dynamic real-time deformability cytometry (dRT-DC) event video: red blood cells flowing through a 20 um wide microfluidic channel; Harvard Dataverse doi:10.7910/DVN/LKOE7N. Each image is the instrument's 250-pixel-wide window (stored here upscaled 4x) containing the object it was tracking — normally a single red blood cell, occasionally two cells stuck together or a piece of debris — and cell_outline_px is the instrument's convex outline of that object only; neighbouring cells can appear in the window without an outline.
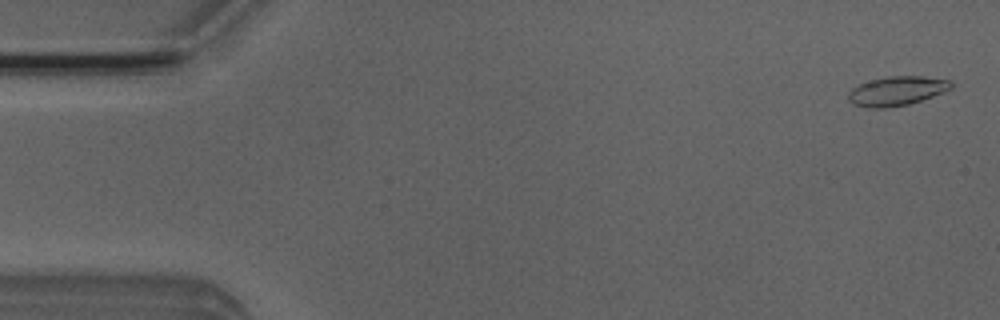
{"species": "Egyptian fruit bat (a non-hibernating species)", "species_latin": "Rousettus aegyptiacus", "temperature_condition": "room temperature", "stored_images_in_passage": 5, "camera_frame_rate_fps": 3000, "um_per_image_px": 0.085, "animal": {"sex": "male"}, "frame": {"image": 1, "passage_image": 1, "time_ms": 0.0, "image_size_px": [1000, 320], "cell_outline_px": [[952, 88], [944, 92], [908, 104], [884, 108], [868, 108], [852, 104], [848, 100], [848, 92], [852, 88], [860, 84], [872, 80], [888, 76], [924, 76], [948, 80], [952, 84]], "centroid_in_image_um": [76.2, 7.73], "position_along_channel_um": 8.8, "area_um2": 17.4}}
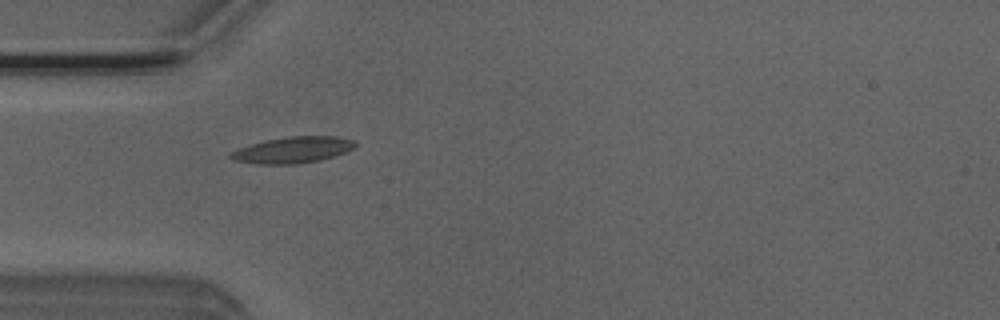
{"frame": {"image": 2, "passage_image": 5, "time_ms": 1.333, "image_size_px": [1000, 320], "cell_outline_px": [[356, 148], [348, 152], [320, 160], [292, 164], [256, 164], [232, 160], [228, 156], [232, 152], [240, 148], [252, 144], [268, 140], [288, 136], [336, 136], [356, 140]], "centroid_in_image_um": [24.95, 12.74], "position_along_channel_um": 60.0, "area_um2": 19.07}}